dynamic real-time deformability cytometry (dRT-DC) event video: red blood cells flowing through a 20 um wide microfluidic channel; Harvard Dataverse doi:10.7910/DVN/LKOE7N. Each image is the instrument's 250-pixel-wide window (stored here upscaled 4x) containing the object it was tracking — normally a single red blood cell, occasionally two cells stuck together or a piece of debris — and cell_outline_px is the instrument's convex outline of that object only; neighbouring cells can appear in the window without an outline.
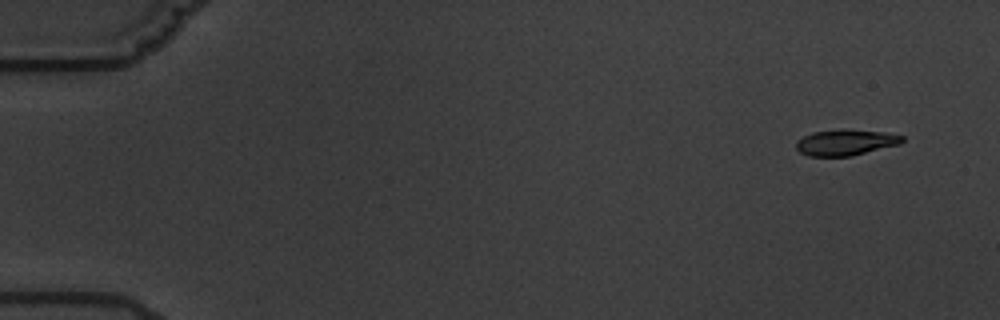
{"species": "common noctule bat (a hibernating species)", "species_latin": "Nyctalus noctula", "temperature_condition": "warm", "stored_images_in_passage": 5, "camera_frame_rate_fps": 3000, "um_per_image_px": 0.085, "animal": {"sex": "male", "body_mass_g": 19.5, "forearm_length_mm": 54.6}, "frame": {"image": 1, "passage_image": 1, "time_ms": 0.0, "image_size_px": [1000, 320], "cell_outline_px": [[904, 140], [900, 144], [852, 156], [808, 156], [800, 152], [796, 148], [796, 140], [812, 132], [840, 128], [844, 128], [884, 132], [904, 136]], "centroid_in_image_um": [71.87, 12.09], "position_along_channel_um": 13.1, "area_um2": 16.3}}